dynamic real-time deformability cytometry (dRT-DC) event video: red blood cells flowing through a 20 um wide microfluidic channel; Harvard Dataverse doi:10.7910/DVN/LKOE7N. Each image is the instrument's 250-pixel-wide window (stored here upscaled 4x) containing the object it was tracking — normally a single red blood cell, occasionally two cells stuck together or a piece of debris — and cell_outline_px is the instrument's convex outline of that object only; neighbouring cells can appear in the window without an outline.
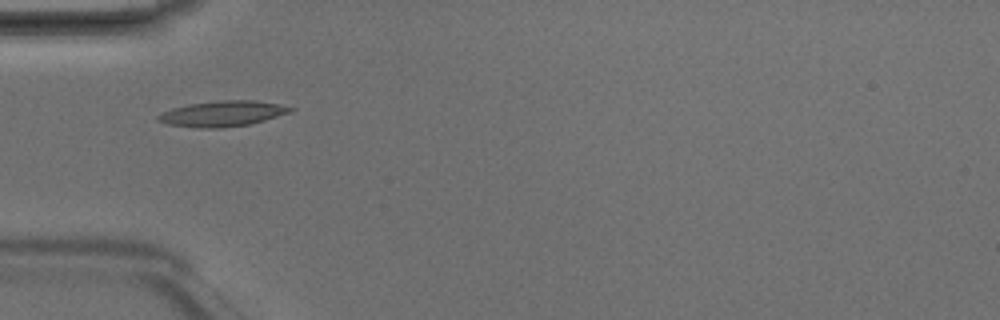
{"species": "Egyptian fruit bat (a non-hibernating species)", "species_latin": "Rousettus aegyptiacus", "temperature_condition": "room temperature", "stored_images_in_passage": 5, "camera_frame_rate_fps": 3000, "um_per_image_px": 0.085, "animal": {"sex": "male"}, "frame": {"image": 1, "passage_image": 5, "time_ms": 1.333, "image_size_px": [1000, 320], "cell_outline_px": [[296, 108], [292, 112], [264, 120], [248, 124], [220, 128], [196, 128], [168, 124], [156, 120], [156, 116], [172, 108], [188, 104], [220, 100], [256, 100]], "centroid_in_image_um": [18.9, 9.66], "position_along_channel_um": 66.1, "area_um2": 19.65}}